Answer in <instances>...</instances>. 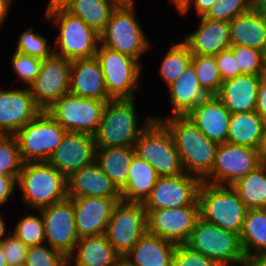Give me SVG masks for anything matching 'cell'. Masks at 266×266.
I'll return each instance as SVG.
<instances>
[{
  "label": "cell",
  "mask_w": 266,
  "mask_h": 266,
  "mask_svg": "<svg viewBox=\"0 0 266 266\" xmlns=\"http://www.w3.org/2000/svg\"><path fill=\"white\" fill-rule=\"evenodd\" d=\"M134 155V146L97 148L96 162L121 190L127 184L128 172Z\"/></svg>",
  "instance_id": "cell-32"
},
{
  "label": "cell",
  "mask_w": 266,
  "mask_h": 266,
  "mask_svg": "<svg viewBox=\"0 0 266 266\" xmlns=\"http://www.w3.org/2000/svg\"><path fill=\"white\" fill-rule=\"evenodd\" d=\"M252 8V0H217L204 16L211 20L230 22Z\"/></svg>",
  "instance_id": "cell-43"
},
{
  "label": "cell",
  "mask_w": 266,
  "mask_h": 266,
  "mask_svg": "<svg viewBox=\"0 0 266 266\" xmlns=\"http://www.w3.org/2000/svg\"><path fill=\"white\" fill-rule=\"evenodd\" d=\"M121 258L105 234L87 236L78 240L68 266H114Z\"/></svg>",
  "instance_id": "cell-27"
},
{
  "label": "cell",
  "mask_w": 266,
  "mask_h": 266,
  "mask_svg": "<svg viewBox=\"0 0 266 266\" xmlns=\"http://www.w3.org/2000/svg\"><path fill=\"white\" fill-rule=\"evenodd\" d=\"M217 0H188L177 12L186 16L191 7H194L198 18L205 16ZM193 5V6H192Z\"/></svg>",
  "instance_id": "cell-48"
},
{
  "label": "cell",
  "mask_w": 266,
  "mask_h": 266,
  "mask_svg": "<svg viewBox=\"0 0 266 266\" xmlns=\"http://www.w3.org/2000/svg\"><path fill=\"white\" fill-rule=\"evenodd\" d=\"M134 101L135 99L109 100L106 103L102 120L94 135L97 148L135 145L154 117H146L144 124L140 126Z\"/></svg>",
  "instance_id": "cell-2"
},
{
  "label": "cell",
  "mask_w": 266,
  "mask_h": 266,
  "mask_svg": "<svg viewBox=\"0 0 266 266\" xmlns=\"http://www.w3.org/2000/svg\"><path fill=\"white\" fill-rule=\"evenodd\" d=\"M42 60L30 55L14 52L11 57V67L14 74L20 81H23L28 87L39 75Z\"/></svg>",
  "instance_id": "cell-44"
},
{
  "label": "cell",
  "mask_w": 266,
  "mask_h": 266,
  "mask_svg": "<svg viewBox=\"0 0 266 266\" xmlns=\"http://www.w3.org/2000/svg\"><path fill=\"white\" fill-rule=\"evenodd\" d=\"M40 211L44 220L45 243L66 257L72 255L79 240L72 199L67 197Z\"/></svg>",
  "instance_id": "cell-15"
},
{
  "label": "cell",
  "mask_w": 266,
  "mask_h": 266,
  "mask_svg": "<svg viewBox=\"0 0 266 266\" xmlns=\"http://www.w3.org/2000/svg\"><path fill=\"white\" fill-rule=\"evenodd\" d=\"M96 150L94 136L67 131L47 162L68 178L95 162Z\"/></svg>",
  "instance_id": "cell-18"
},
{
  "label": "cell",
  "mask_w": 266,
  "mask_h": 266,
  "mask_svg": "<svg viewBox=\"0 0 266 266\" xmlns=\"http://www.w3.org/2000/svg\"><path fill=\"white\" fill-rule=\"evenodd\" d=\"M75 213L77 235L80 238L105 234L114 206L122 198L69 197Z\"/></svg>",
  "instance_id": "cell-20"
},
{
  "label": "cell",
  "mask_w": 266,
  "mask_h": 266,
  "mask_svg": "<svg viewBox=\"0 0 266 266\" xmlns=\"http://www.w3.org/2000/svg\"><path fill=\"white\" fill-rule=\"evenodd\" d=\"M170 131L185 173L203 181L212 171L218 143L208 139L187 116H153Z\"/></svg>",
  "instance_id": "cell-1"
},
{
  "label": "cell",
  "mask_w": 266,
  "mask_h": 266,
  "mask_svg": "<svg viewBox=\"0 0 266 266\" xmlns=\"http://www.w3.org/2000/svg\"><path fill=\"white\" fill-rule=\"evenodd\" d=\"M70 69L71 60L54 53L42 60L39 75L28 87L42 111L69 92Z\"/></svg>",
  "instance_id": "cell-14"
},
{
  "label": "cell",
  "mask_w": 266,
  "mask_h": 266,
  "mask_svg": "<svg viewBox=\"0 0 266 266\" xmlns=\"http://www.w3.org/2000/svg\"><path fill=\"white\" fill-rule=\"evenodd\" d=\"M241 74L263 75L265 54L246 46H231Z\"/></svg>",
  "instance_id": "cell-42"
},
{
  "label": "cell",
  "mask_w": 266,
  "mask_h": 266,
  "mask_svg": "<svg viewBox=\"0 0 266 266\" xmlns=\"http://www.w3.org/2000/svg\"><path fill=\"white\" fill-rule=\"evenodd\" d=\"M69 92L85 98L109 101L103 71L96 56L71 61Z\"/></svg>",
  "instance_id": "cell-22"
},
{
  "label": "cell",
  "mask_w": 266,
  "mask_h": 266,
  "mask_svg": "<svg viewBox=\"0 0 266 266\" xmlns=\"http://www.w3.org/2000/svg\"><path fill=\"white\" fill-rule=\"evenodd\" d=\"M167 88L172 105L170 116H186L209 96L201 87L192 64Z\"/></svg>",
  "instance_id": "cell-29"
},
{
  "label": "cell",
  "mask_w": 266,
  "mask_h": 266,
  "mask_svg": "<svg viewBox=\"0 0 266 266\" xmlns=\"http://www.w3.org/2000/svg\"><path fill=\"white\" fill-rule=\"evenodd\" d=\"M42 110L34 102L29 88L0 89V134L15 135Z\"/></svg>",
  "instance_id": "cell-19"
},
{
  "label": "cell",
  "mask_w": 266,
  "mask_h": 266,
  "mask_svg": "<svg viewBox=\"0 0 266 266\" xmlns=\"http://www.w3.org/2000/svg\"><path fill=\"white\" fill-rule=\"evenodd\" d=\"M198 201L200 217L221 229L241 234L248 209L231 185L202 181Z\"/></svg>",
  "instance_id": "cell-4"
},
{
  "label": "cell",
  "mask_w": 266,
  "mask_h": 266,
  "mask_svg": "<svg viewBox=\"0 0 266 266\" xmlns=\"http://www.w3.org/2000/svg\"><path fill=\"white\" fill-rule=\"evenodd\" d=\"M25 266H68V257L47 243L29 246Z\"/></svg>",
  "instance_id": "cell-41"
},
{
  "label": "cell",
  "mask_w": 266,
  "mask_h": 266,
  "mask_svg": "<svg viewBox=\"0 0 266 266\" xmlns=\"http://www.w3.org/2000/svg\"><path fill=\"white\" fill-rule=\"evenodd\" d=\"M134 148L135 154L147 161L159 177L185 173L173 137L161 121L154 119L140 134Z\"/></svg>",
  "instance_id": "cell-7"
},
{
  "label": "cell",
  "mask_w": 266,
  "mask_h": 266,
  "mask_svg": "<svg viewBox=\"0 0 266 266\" xmlns=\"http://www.w3.org/2000/svg\"><path fill=\"white\" fill-rule=\"evenodd\" d=\"M231 46H246L266 55V16L251 8L230 22Z\"/></svg>",
  "instance_id": "cell-28"
},
{
  "label": "cell",
  "mask_w": 266,
  "mask_h": 266,
  "mask_svg": "<svg viewBox=\"0 0 266 266\" xmlns=\"http://www.w3.org/2000/svg\"><path fill=\"white\" fill-rule=\"evenodd\" d=\"M199 19L198 28L182 40L192 55L215 56L231 47L229 22L211 20L204 16Z\"/></svg>",
  "instance_id": "cell-24"
},
{
  "label": "cell",
  "mask_w": 266,
  "mask_h": 266,
  "mask_svg": "<svg viewBox=\"0 0 266 266\" xmlns=\"http://www.w3.org/2000/svg\"><path fill=\"white\" fill-rule=\"evenodd\" d=\"M197 79L201 87L210 95H217L222 85L216 60L214 56L193 55L192 62Z\"/></svg>",
  "instance_id": "cell-37"
},
{
  "label": "cell",
  "mask_w": 266,
  "mask_h": 266,
  "mask_svg": "<svg viewBox=\"0 0 266 266\" xmlns=\"http://www.w3.org/2000/svg\"><path fill=\"white\" fill-rule=\"evenodd\" d=\"M67 196L122 198L121 191L96 161L67 178Z\"/></svg>",
  "instance_id": "cell-23"
},
{
  "label": "cell",
  "mask_w": 266,
  "mask_h": 266,
  "mask_svg": "<svg viewBox=\"0 0 266 266\" xmlns=\"http://www.w3.org/2000/svg\"><path fill=\"white\" fill-rule=\"evenodd\" d=\"M17 187L31 209L40 210L68 197L67 178L48 162L23 163Z\"/></svg>",
  "instance_id": "cell-3"
},
{
  "label": "cell",
  "mask_w": 266,
  "mask_h": 266,
  "mask_svg": "<svg viewBox=\"0 0 266 266\" xmlns=\"http://www.w3.org/2000/svg\"><path fill=\"white\" fill-rule=\"evenodd\" d=\"M0 266H7V261L3 253L2 243L0 242Z\"/></svg>",
  "instance_id": "cell-57"
},
{
  "label": "cell",
  "mask_w": 266,
  "mask_h": 266,
  "mask_svg": "<svg viewBox=\"0 0 266 266\" xmlns=\"http://www.w3.org/2000/svg\"><path fill=\"white\" fill-rule=\"evenodd\" d=\"M242 266H266V254L246 257Z\"/></svg>",
  "instance_id": "cell-51"
},
{
  "label": "cell",
  "mask_w": 266,
  "mask_h": 266,
  "mask_svg": "<svg viewBox=\"0 0 266 266\" xmlns=\"http://www.w3.org/2000/svg\"><path fill=\"white\" fill-rule=\"evenodd\" d=\"M114 266H132L124 258H121Z\"/></svg>",
  "instance_id": "cell-60"
},
{
  "label": "cell",
  "mask_w": 266,
  "mask_h": 266,
  "mask_svg": "<svg viewBox=\"0 0 266 266\" xmlns=\"http://www.w3.org/2000/svg\"><path fill=\"white\" fill-rule=\"evenodd\" d=\"M96 58L101 65L109 100L135 99L141 62L99 44Z\"/></svg>",
  "instance_id": "cell-10"
},
{
  "label": "cell",
  "mask_w": 266,
  "mask_h": 266,
  "mask_svg": "<svg viewBox=\"0 0 266 266\" xmlns=\"http://www.w3.org/2000/svg\"><path fill=\"white\" fill-rule=\"evenodd\" d=\"M216 64L222 78V81L235 78L241 75V69L238 66L234 52L229 48L220 51L215 56Z\"/></svg>",
  "instance_id": "cell-47"
},
{
  "label": "cell",
  "mask_w": 266,
  "mask_h": 266,
  "mask_svg": "<svg viewBox=\"0 0 266 266\" xmlns=\"http://www.w3.org/2000/svg\"><path fill=\"white\" fill-rule=\"evenodd\" d=\"M106 103V101L85 98L68 92L46 111L66 131L94 136L102 120Z\"/></svg>",
  "instance_id": "cell-11"
},
{
  "label": "cell",
  "mask_w": 266,
  "mask_h": 266,
  "mask_svg": "<svg viewBox=\"0 0 266 266\" xmlns=\"http://www.w3.org/2000/svg\"><path fill=\"white\" fill-rule=\"evenodd\" d=\"M1 243L7 266H25L29 246L12 232Z\"/></svg>",
  "instance_id": "cell-45"
},
{
  "label": "cell",
  "mask_w": 266,
  "mask_h": 266,
  "mask_svg": "<svg viewBox=\"0 0 266 266\" xmlns=\"http://www.w3.org/2000/svg\"><path fill=\"white\" fill-rule=\"evenodd\" d=\"M185 244L219 266H242L246 258L239 234L221 229L202 217L197 219Z\"/></svg>",
  "instance_id": "cell-6"
},
{
  "label": "cell",
  "mask_w": 266,
  "mask_h": 266,
  "mask_svg": "<svg viewBox=\"0 0 266 266\" xmlns=\"http://www.w3.org/2000/svg\"><path fill=\"white\" fill-rule=\"evenodd\" d=\"M261 164L258 149L222 143L217 147L213 169L203 182L233 185Z\"/></svg>",
  "instance_id": "cell-13"
},
{
  "label": "cell",
  "mask_w": 266,
  "mask_h": 266,
  "mask_svg": "<svg viewBox=\"0 0 266 266\" xmlns=\"http://www.w3.org/2000/svg\"><path fill=\"white\" fill-rule=\"evenodd\" d=\"M135 5L116 7L105 29L100 33V43L140 61L142 55L151 47V43L138 22Z\"/></svg>",
  "instance_id": "cell-8"
},
{
  "label": "cell",
  "mask_w": 266,
  "mask_h": 266,
  "mask_svg": "<svg viewBox=\"0 0 266 266\" xmlns=\"http://www.w3.org/2000/svg\"><path fill=\"white\" fill-rule=\"evenodd\" d=\"M117 6L113 0H73L65 9L100 34Z\"/></svg>",
  "instance_id": "cell-34"
},
{
  "label": "cell",
  "mask_w": 266,
  "mask_h": 266,
  "mask_svg": "<svg viewBox=\"0 0 266 266\" xmlns=\"http://www.w3.org/2000/svg\"><path fill=\"white\" fill-rule=\"evenodd\" d=\"M258 154H259L261 163H264L266 161V125L264 128L262 137H261L260 145L258 147Z\"/></svg>",
  "instance_id": "cell-54"
},
{
  "label": "cell",
  "mask_w": 266,
  "mask_h": 266,
  "mask_svg": "<svg viewBox=\"0 0 266 266\" xmlns=\"http://www.w3.org/2000/svg\"><path fill=\"white\" fill-rule=\"evenodd\" d=\"M231 186L248 210L266 208V166L263 163Z\"/></svg>",
  "instance_id": "cell-35"
},
{
  "label": "cell",
  "mask_w": 266,
  "mask_h": 266,
  "mask_svg": "<svg viewBox=\"0 0 266 266\" xmlns=\"http://www.w3.org/2000/svg\"><path fill=\"white\" fill-rule=\"evenodd\" d=\"M256 112L266 123V79L263 77L258 88Z\"/></svg>",
  "instance_id": "cell-50"
},
{
  "label": "cell",
  "mask_w": 266,
  "mask_h": 266,
  "mask_svg": "<svg viewBox=\"0 0 266 266\" xmlns=\"http://www.w3.org/2000/svg\"><path fill=\"white\" fill-rule=\"evenodd\" d=\"M66 132L47 111H41L15 134L22 162H47Z\"/></svg>",
  "instance_id": "cell-9"
},
{
  "label": "cell",
  "mask_w": 266,
  "mask_h": 266,
  "mask_svg": "<svg viewBox=\"0 0 266 266\" xmlns=\"http://www.w3.org/2000/svg\"><path fill=\"white\" fill-rule=\"evenodd\" d=\"M73 0H50L47 4L46 11L65 8Z\"/></svg>",
  "instance_id": "cell-53"
},
{
  "label": "cell",
  "mask_w": 266,
  "mask_h": 266,
  "mask_svg": "<svg viewBox=\"0 0 266 266\" xmlns=\"http://www.w3.org/2000/svg\"><path fill=\"white\" fill-rule=\"evenodd\" d=\"M13 0H0V28L8 16Z\"/></svg>",
  "instance_id": "cell-52"
},
{
  "label": "cell",
  "mask_w": 266,
  "mask_h": 266,
  "mask_svg": "<svg viewBox=\"0 0 266 266\" xmlns=\"http://www.w3.org/2000/svg\"><path fill=\"white\" fill-rule=\"evenodd\" d=\"M265 125L256 111L231 114L227 142L258 149Z\"/></svg>",
  "instance_id": "cell-31"
},
{
  "label": "cell",
  "mask_w": 266,
  "mask_h": 266,
  "mask_svg": "<svg viewBox=\"0 0 266 266\" xmlns=\"http://www.w3.org/2000/svg\"><path fill=\"white\" fill-rule=\"evenodd\" d=\"M171 266H219L198 251L186 244H177Z\"/></svg>",
  "instance_id": "cell-46"
},
{
  "label": "cell",
  "mask_w": 266,
  "mask_h": 266,
  "mask_svg": "<svg viewBox=\"0 0 266 266\" xmlns=\"http://www.w3.org/2000/svg\"><path fill=\"white\" fill-rule=\"evenodd\" d=\"M147 231V212L143 203L120 201L113 208L105 235L123 258Z\"/></svg>",
  "instance_id": "cell-12"
},
{
  "label": "cell",
  "mask_w": 266,
  "mask_h": 266,
  "mask_svg": "<svg viewBox=\"0 0 266 266\" xmlns=\"http://www.w3.org/2000/svg\"><path fill=\"white\" fill-rule=\"evenodd\" d=\"M252 8L266 16V0H252Z\"/></svg>",
  "instance_id": "cell-55"
},
{
  "label": "cell",
  "mask_w": 266,
  "mask_h": 266,
  "mask_svg": "<svg viewBox=\"0 0 266 266\" xmlns=\"http://www.w3.org/2000/svg\"><path fill=\"white\" fill-rule=\"evenodd\" d=\"M29 214L22 218L12 231L25 245L34 246L45 243L44 220L42 213Z\"/></svg>",
  "instance_id": "cell-39"
},
{
  "label": "cell",
  "mask_w": 266,
  "mask_h": 266,
  "mask_svg": "<svg viewBox=\"0 0 266 266\" xmlns=\"http://www.w3.org/2000/svg\"><path fill=\"white\" fill-rule=\"evenodd\" d=\"M22 165L16 136L0 134V175L18 179Z\"/></svg>",
  "instance_id": "cell-38"
},
{
  "label": "cell",
  "mask_w": 266,
  "mask_h": 266,
  "mask_svg": "<svg viewBox=\"0 0 266 266\" xmlns=\"http://www.w3.org/2000/svg\"><path fill=\"white\" fill-rule=\"evenodd\" d=\"M17 179L0 175V207L9 201V197L15 193Z\"/></svg>",
  "instance_id": "cell-49"
},
{
  "label": "cell",
  "mask_w": 266,
  "mask_h": 266,
  "mask_svg": "<svg viewBox=\"0 0 266 266\" xmlns=\"http://www.w3.org/2000/svg\"><path fill=\"white\" fill-rule=\"evenodd\" d=\"M49 47L47 38L40 33H35L34 28L30 27L20 34L15 51L44 60L54 53V49Z\"/></svg>",
  "instance_id": "cell-40"
},
{
  "label": "cell",
  "mask_w": 266,
  "mask_h": 266,
  "mask_svg": "<svg viewBox=\"0 0 266 266\" xmlns=\"http://www.w3.org/2000/svg\"><path fill=\"white\" fill-rule=\"evenodd\" d=\"M192 53L182 42L171 45L161 61L159 74L166 86H170L192 62Z\"/></svg>",
  "instance_id": "cell-36"
},
{
  "label": "cell",
  "mask_w": 266,
  "mask_h": 266,
  "mask_svg": "<svg viewBox=\"0 0 266 266\" xmlns=\"http://www.w3.org/2000/svg\"><path fill=\"white\" fill-rule=\"evenodd\" d=\"M263 75L241 74L222 82L216 95L231 114L256 111L258 88Z\"/></svg>",
  "instance_id": "cell-25"
},
{
  "label": "cell",
  "mask_w": 266,
  "mask_h": 266,
  "mask_svg": "<svg viewBox=\"0 0 266 266\" xmlns=\"http://www.w3.org/2000/svg\"><path fill=\"white\" fill-rule=\"evenodd\" d=\"M176 246L147 231L123 258L132 266H171Z\"/></svg>",
  "instance_id": "cell-26"
},
{
  "label": "cell",
  "mask_w": 266,
  "mask_h": 266,
  "mask_svg": "<svg viewBox=\"0 0 266 266\" xmlns=\"http://www.w3.org/2000/svg\"><path fill=\"white\" fill-rule=\"evenodd\" d=\"M173 6L176 7L177 11L188 1V0H170Z\"/></svg>",
  "instance_id": "cell-58"
},
{
  "label": "cell",
  "mask_w": 266,
  "mask_h": 266,
  "mask_svg": "<svg viewBox=\"0 0 266 266\" xmlns=\"http://www.w3.org/2000/svg\"><path fill=\"white\" fill-rule=\"evenodd\" d=\"M158 177L155 169L135 154L130 164L127 184L120 190L122 201L144 203Z\"/></svg>",
  "instance_id": "cell-30"
},
{
  "label": "cell",
  "mask_w": 266,
  "mask_h": 266,
  "mask_svg": "<svg viewBox=\"0 0 266 266\" xmlns=\"http://www.w3.org/2000/svg\"><path fill=\"white\" fill-rule=\"evenodd\" d=\"M44 15L59 29L54 54L71 61L95 57L100 44V34L95 29L65 8L49 10Z\"/></svg>",
  "instance_id": "cell-5"
},
{
  "label": "cell",
  "mask_w": 266,
  "mask_h": 266,
  "mask_svg": "<svg viewBox=\"0 0 266 266\" xmlns=\"http://www.w3.org/2000/svg\"><path fill=\"white\" fill-rule=\"evenodd\" d=\"M148 232L175 244H185L200 217V206L145 209Z\"/></svg>",
  "instance_id": "cell-17"
},
{
  "label": "cell",
  "mask_w": 266,
  "mask_h": 266,
  "mask_svg": "<svg viewBox=\"0 0 266 266\" xmlns=\"http://www.w3.org/2000/svg\"><path fill=\"white\" fill-rule=\"evenodd\" d=\"M115 1L118 5H132L135 4L134 0H113Z\"/></svg>",
  "instance_id": "cell-59"
},
{
  "label": "cell",
  "mask_w": 266,
  "mask_h": 266,
  "mask_svg": "<svg viewBox=\"0 0 266 266\" xmlns=\"http://www.w3.org/2000/svg\"><path fill=\"white\" fill-rule=\"evenodd\" d=\"M1 216L2 215H0V242H2L7 237V235L10 234V232H11V231H9L7 233L5 221ZM5 234H7V235L4 237Z\"/></svg>",
  "instance_id": "cell-56"
},
{
  "label": "cell",
  "mask_w": 266,
  "mask_h": 266,
  "mask_svg": "<svg viewBox=\"0 0 266 266\" xmlns=\"http://www.w3.org/2000/svg\"><path fill=\"white\" fill-rule=\"evenodd\" d=\"M202 181L187 173L158 177L150 196L143 203L145 209H166L200 206L198 192Z\"/></svg>",
  "instance_id": "cell-16"
},
{
  "label": "cell",
  "mask_w": 266,
  "mask_h": 266,
  "mask_svg": "<svg viewBox=\"0 0 266 266\" xmlns=\"http://www.w3.org/2000/svg\"><path fill=\"white\" fill-rule=\"evenodd\" d=\"M186 116L208 139L218 144L227 142L231 113L216 95L208 96Z\"/></svg>",
  "instance_id": "cell-21"
},
{
  "label": "cell",
  "mask_w": 266,
  "mask_h": 266,
  "mask_svg": "<svg viewBox=\"0 0 266 266\" xmlns=\"http://www.w3.org/2000/svg\"><path fill=\"white\" fill-rule=\"evenodd\" d=\"M240 242L245 257L266 254V208L247 211Z\"/></svg>",
  "instance_id": "cell-33"
},
{
  "label": "cell",
  "mask_w": 266,
  "mask_h": 266,
  "mask_svg": "<svg viewBox=\"0 0 266 266\" xmlns=\"http://www.w3.org/2000/svg\"><path fill=\"white\" fill-rule=\"evenodd\" d=\"M263 78L266 79V55H265V58H264V72H263Z\"/></svg>",
  "instance_id": "cell-61"
}]
</instances>
